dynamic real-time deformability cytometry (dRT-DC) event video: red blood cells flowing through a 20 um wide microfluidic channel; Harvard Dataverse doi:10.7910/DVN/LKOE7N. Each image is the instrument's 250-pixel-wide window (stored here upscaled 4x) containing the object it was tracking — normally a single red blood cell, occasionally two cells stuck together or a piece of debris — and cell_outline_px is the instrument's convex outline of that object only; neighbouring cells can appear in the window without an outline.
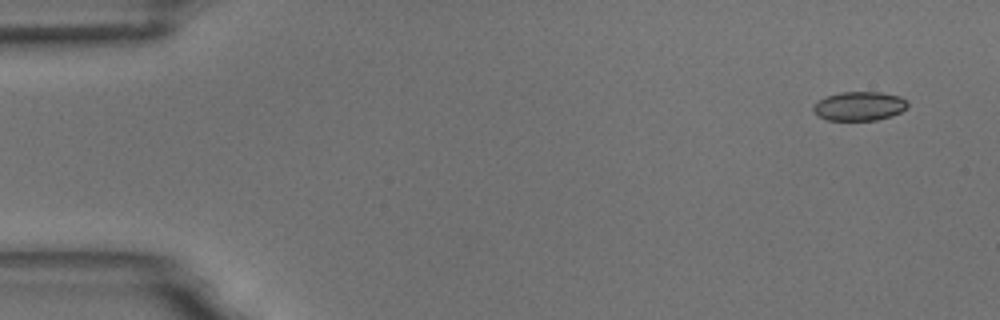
{"species": "common noctule bat (a hibernating species)", "species_latin": "Nyctalus noctula", "temperature_condition": "room temperature", "stored_images_in_passage": 6, "camera_frame_rate_fps": 3000, "um_per_image_px": 0.085, "animal": {"sex": "male", "body_mass_g": 18.8}, "frame": {"image": 1, "passage_image": 1, "time_ms": 0.0, "image_size_px": [1000, 320], "cell_outline_px": [[908, 104], [900, 112], [892, 116], [876, 120], [828, 120], [820, 116], [812, 108], [816, 100], [840, 92], [880, 92], [900, 96]], "centroid_in_image_um": [73.02, 9.01], "position_along_channel_um": 12.0, "area_um2": 15.78}}
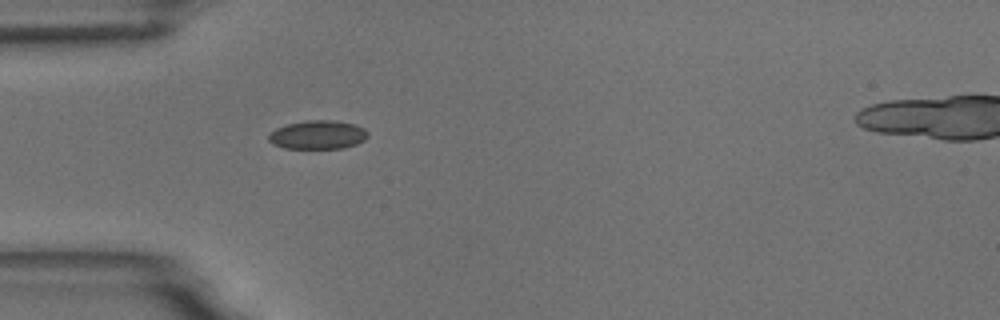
{"frame": {"image": 2, "passage_image": 5, "time_ms": 4.333, "image_size_px": [1000, 320], "cell_outline_px": [[368, 136], [364, 140], [356, 144], [344, 148], [284, 148], [272, 144], [268, 140], [268, 136], [276, 128], [288, 124], [308, 120], [336, 120], [356, 124], [364, 128], [368, 132]], "centroid_in_image_um": [27.04, 11.45], "position_along_channel_um": 58.0, "area_um2": 16.65}}